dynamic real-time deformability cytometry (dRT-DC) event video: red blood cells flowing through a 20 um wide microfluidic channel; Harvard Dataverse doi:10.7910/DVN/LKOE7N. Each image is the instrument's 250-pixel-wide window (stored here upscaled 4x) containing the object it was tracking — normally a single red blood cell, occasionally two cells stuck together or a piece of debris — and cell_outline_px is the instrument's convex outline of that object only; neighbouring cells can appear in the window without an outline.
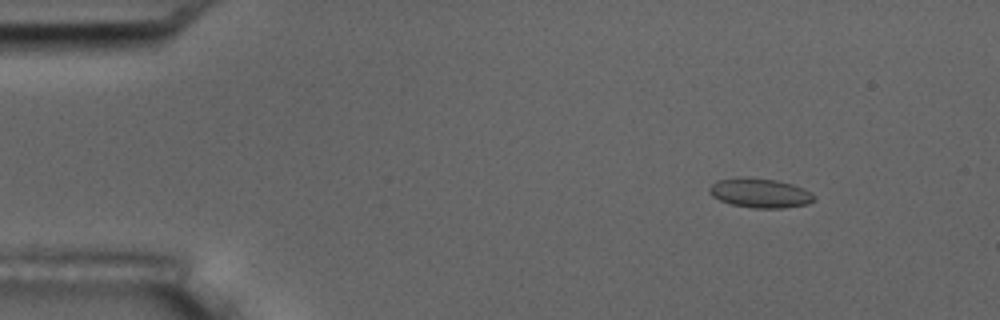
{"species": "common noctule bat (a hibernating species)", "species_latin": "Nyctalus noctula", "temperature_condition": "room temperature", "stored_images_in_passage": 4, "camera_frame_rate_fps": 3000, "um_per_image_px": 0.085, "animal": {"sex": "male", "body_mass_g": 17.5, "forearm_length_mm": 52.3}, "frame": {"image": 1, "passage_image": 2, "time_ms": 1.0, "image_size_px": [1000, 320], "cell_outline_px": [[816, 200], [808, 204], [784, 208], [752, 208], [732, 204], [720, 200], [712, 196], [708, 192], [708, 188], [716, 180], [776, 180], [792, 184], [804, 188], [812, 192], [816, 196]], "centroid_in_image_um": [64.68, 16.46], "position_along_channel_um": 20.3, "area_um2": 17.4}}
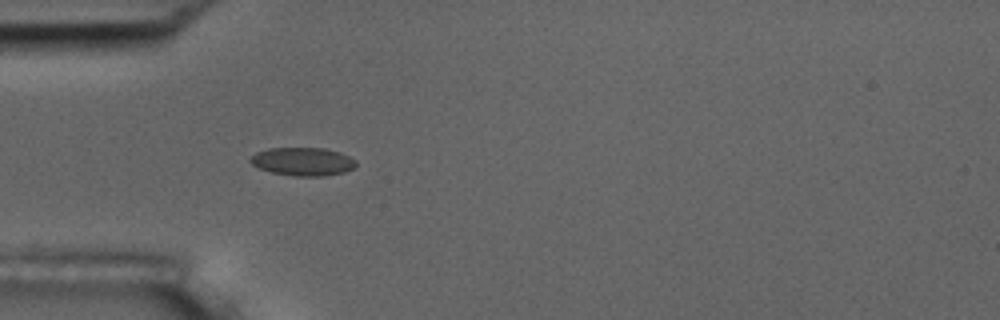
{"frame": {"image": 2, "passage_image": 4, "time_ms": 4.333, "image_size_px": [1000, 320], "cell_outline_px": [[356, 164], [352, 168], [344, 172], [324, 176], [296, 176], [272, 172], [260, 168], [252, 164], [248, 160], [256, 152], [268, 148], [324, 148], [340, 152], [356, 160]], "centroid_in_image_um": [25.73, 13.72], "position_along_channel_um": 59.3, "area_um2": 17.28}}